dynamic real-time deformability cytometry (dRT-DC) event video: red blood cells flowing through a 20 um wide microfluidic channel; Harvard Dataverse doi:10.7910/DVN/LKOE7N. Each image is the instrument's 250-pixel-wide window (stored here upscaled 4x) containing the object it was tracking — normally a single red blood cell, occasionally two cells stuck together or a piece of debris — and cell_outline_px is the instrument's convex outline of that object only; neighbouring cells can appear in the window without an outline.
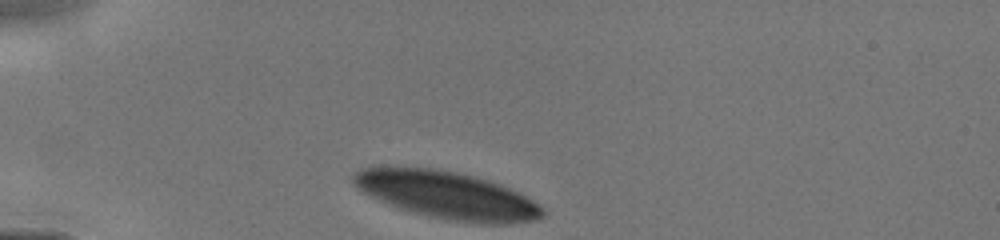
{"species": "human", "species_latin": "Homo sapiens", "temperature_condition": "cold", "stored_images_in_passage": 13, "camera_frame_rate_fps": 3000, "um_per_image_px": 0.085, "donor": {"sex": "male"}, "frame": {"image": 1, "passage_image": 1, "time_ms": 0.0, "image_size_px": [1000, 240], "cell_outline_px": [[548, 212], [544, 216], [536, 220], [508, 224], [484, 224], [448, 220], [428, 216], [400, 208], [380, 200], [364, 192], [352, 184], [352, 176], [356, 172], [364, 168], [432, 168], [456, 172], [488, 180], [500, 184], [532, 200], [544, 208]], "centroid_in_image_um": [38.06, 16.61], "position_along_channel_um": 46.9, "area_um2": 51.62}}
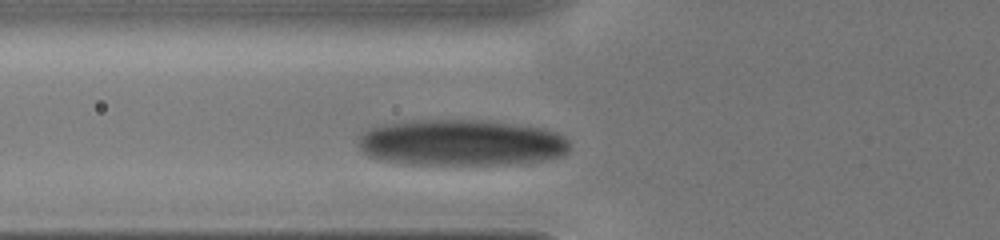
{"frame": {"image": 2, "passage_image": 7, "time_ms": 1.667, "image_size_px": [1000, 240], "cell_outline_px": [[572, 144], [568, 152], [564, 156], [544, 160], [520, 164], [404, 164], [380, 160], [368, 156], [360, 148], [360, 136], [368, 128], [388, 124], [412, 120], [480, 120], [540, 128], [556, 132], [564, 136]], "centroid_in_image_um": [39.25, 12.15], "position_along_channel_um": 86.6, "area_um2": 57.11}}
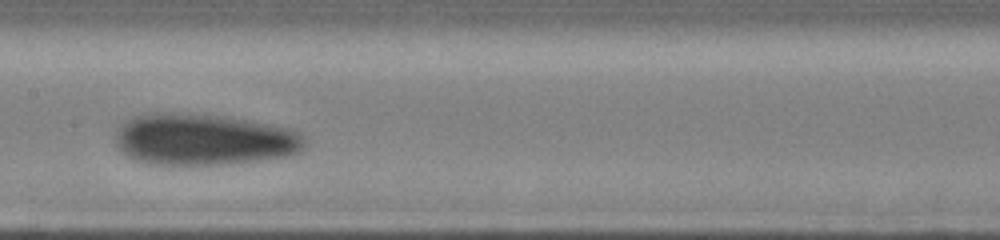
{"frame": {"image": 3, "passage_image": 12, "time_ms": 4.0, "image_size_px": [1000, 240], "cell_outline_px": [[304, 148], [300, 152], [292, 156], [232, 164], [148, 164], [136, 160], [128, 156], [116, 144], [116, 128], [124, 120], [132, 116], [156, 112], [188, 112], [232, 116], [292, 128], [304, 136]], "centroid_in_image_um": [17.35, 11.83], "position_along_channel_um": 190.0, "area_um2": 58.09}}